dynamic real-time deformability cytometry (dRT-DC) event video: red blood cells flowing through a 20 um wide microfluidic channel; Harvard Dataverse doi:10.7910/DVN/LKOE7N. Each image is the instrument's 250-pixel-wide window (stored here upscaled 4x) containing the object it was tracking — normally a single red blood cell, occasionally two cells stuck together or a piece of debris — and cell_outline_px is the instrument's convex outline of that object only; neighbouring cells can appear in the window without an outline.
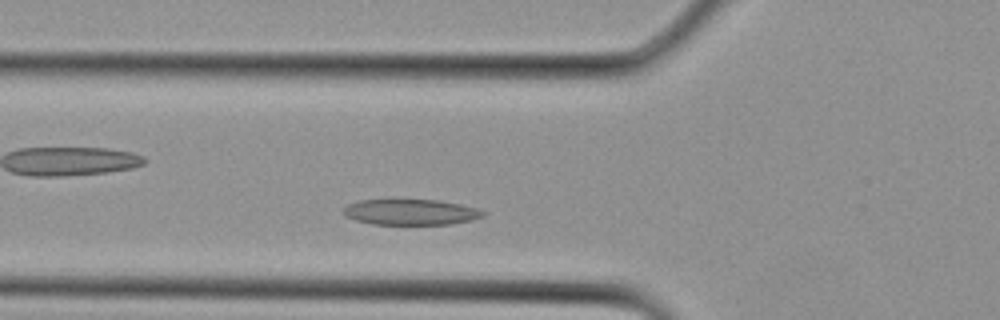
{"species": "Egyptian fruit bat (a non-hibernating species)", "species_latin": "Rousettus aegyptiacus", "temperature_condition": "cold", "stored_images_in_passage": 13, "camera_frame_rate_fps": 3000, "um_per_image_px": 0.085, "animal": {"sex": "female"}, "frame": {"image": 1, "passage_image": 3, "time_ms": 0.667, "image_size_px": [1000, 320], "cell_outline_px": [[484, 216], [472, 220], [452, 224], [372, 224], [356, 220], [344, 216], [344, 208], [348, 204], [360, 200], [396, 196], [436, 200], [460, 204], [476, 208], [484, 212]], "centroid_in_image_um": [34.85, 17.97], "position_along_channel_um": 91.0, "area_um2": 21.85}}
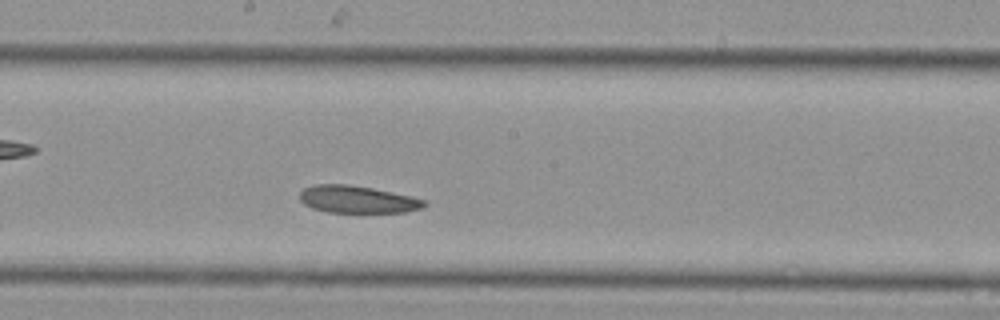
{"frame": {"image": 2, "passage_image": 9, "time_ms": 2.667, "image_size_px": [1000, 320], "cell_outline_px": [[428, 204], [424, 208], [404, 212], [328, 212], [312, 208], [304, 204], [300, 200], [300, 192], [304, 188], [316, 184], [348, 184], [372, 188], [412, 196], [424, 200]], "centroid_in_image_um": [30.39, 16.95], "position_along_channel_um": 217.8, "area_um2": 19.83}}
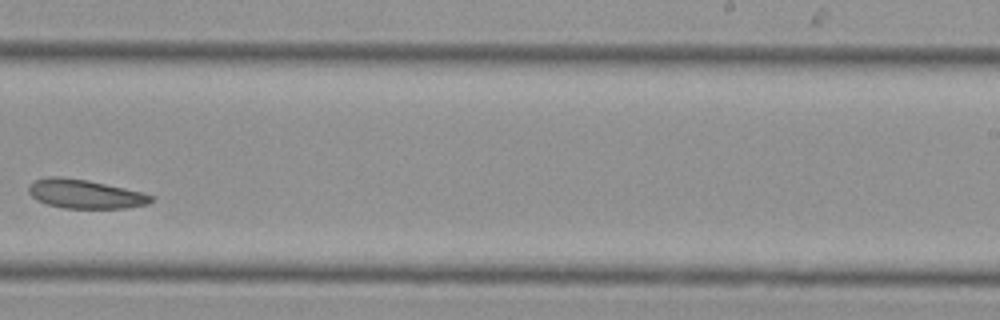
{"frame": {"image": 3, "passage_image": 12, "time_ms": 3.667, "image_size_px": [1000, 320], "cell_outline_px": [[152, 200], [148, 204], [124, 208], [64, 208], [48, 204], [36, 200], [28, 192], [28, 184], [36, 180], [48, 176], [60, 176], [88, 180], [144, 192], [152, 196]], "centroid_in_image_um": [7.21, 16.48], "position_along_channel_um": 281.8, "area_um2": 20.69}}